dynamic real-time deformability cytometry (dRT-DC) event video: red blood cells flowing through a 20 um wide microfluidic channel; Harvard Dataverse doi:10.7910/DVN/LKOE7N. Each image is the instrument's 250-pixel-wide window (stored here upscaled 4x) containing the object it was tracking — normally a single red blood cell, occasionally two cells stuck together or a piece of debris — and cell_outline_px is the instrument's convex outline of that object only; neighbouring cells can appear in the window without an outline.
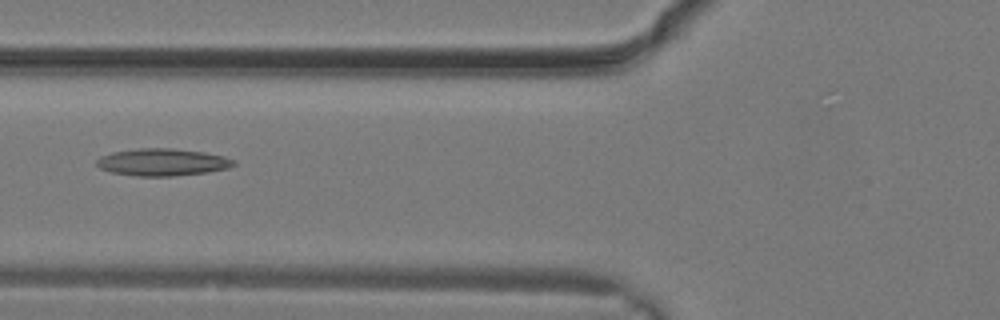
{"species": "common noctule bat (a hibernating species)", "species_latin": "Nyctalus noctula", "temperature_condition": "warm", "stored_images_in_passage": 30, "camera_frame_rate_fps": 3000, "um_per_image_px": 0.085, "animal": {"sex": "male", "body_mass_g": 19.2, "forearm_length_mm": 51.8}, "frame": {"image": 1, "passage_image": 12, "time_ms": 3.667, "image_size_px": [1000, 320], "cell_outline_px": [[236, 164], [228, 168], [208, 172], [176, 176], [136, 176], [112, 172], [100, 168], [96, 164], [96, 160], [100, 156], [112, 152], [140, 148], [172, 148], [204, 152], [224, 156], [236, 160]], "centroid_in_image_um": [13.82, 13.78], "position_along_channel_um": 112.0, "area_um2": 21.85}}
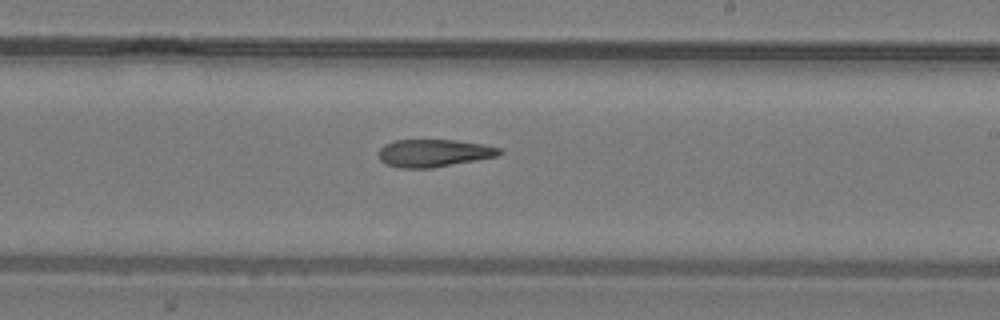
{"frame": {"image": 2, "passage_image": 18, "time_ms": 5.667, "image_size_px": [1000, 320], "cell_outline_px": [[504, 152], [500, 156], [432, 168], [400, 168], [384, 164], [380, 160], [380, 148], [384, 144], [396, 140], [456, 140], [480, 144], [500, 148]], "centroid_in_image_um": [36.89, 13.02], "position_along_channel_um": 252.1, "area_um2": 19.48}}
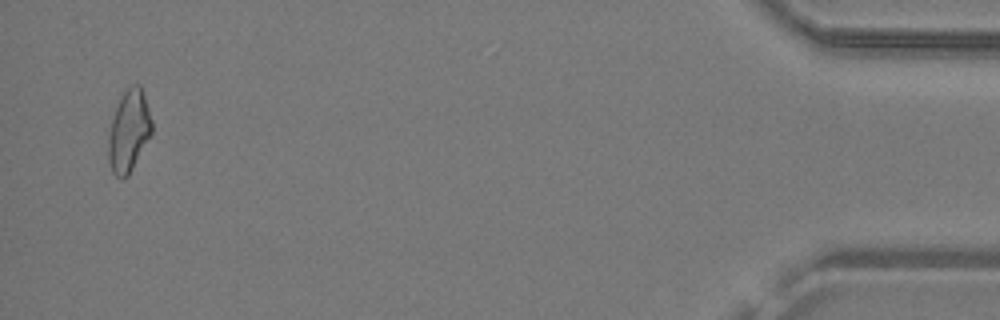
{"frame": {"image": 3, "passage_image": 29, "time_ms": 9.333, "image_size_px": [1000, 320], "cell_outline_px": [[152, 132], [128, 176], [116, 176], [112, 172], [108, 156], [108, 136], [112, 120], [116, 108], [124, 92], [132, 84], [140, 84], [152, 120]], "centroid_in_image_um": [10.95, 11.13], "position_along_channel_um": 424.2, "area_um2": 20.17}}